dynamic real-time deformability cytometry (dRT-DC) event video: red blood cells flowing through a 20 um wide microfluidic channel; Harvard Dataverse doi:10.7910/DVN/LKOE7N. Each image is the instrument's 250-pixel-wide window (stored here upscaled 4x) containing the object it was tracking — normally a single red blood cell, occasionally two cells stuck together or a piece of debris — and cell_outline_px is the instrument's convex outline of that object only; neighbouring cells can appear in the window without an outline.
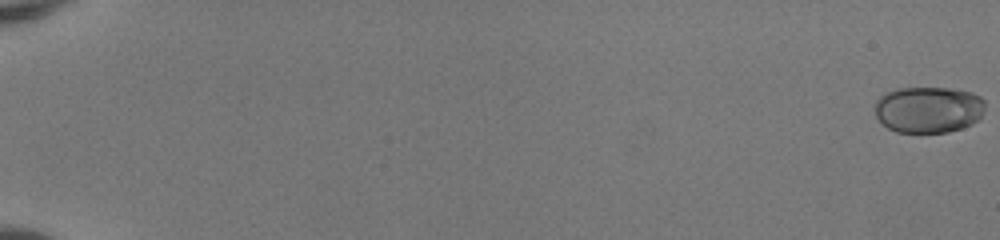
{"species": "human", "species_latin": "Homo sapiens", "temperature_condition": "room temperature", "stored_images_in_passage": 27, "camera_frame_rate_fps": 3000, "um_per_image_px": 0.085, "donor": {"sex": "female"}, "frame": {"image": 1, "passage_image": 1, "time_ms": 0.0, "image_size_px": [1000, 240], "cell_outline_px": [[984, 108], [980, 116], [972, 124], [948, 132], [896, 132], [888, 128], [876, 116], [876, 100], [880, 96], [888, 92], [900, 88], [948, 88], [972, 92], [980, 96], [984, 100]], "centroid_in_image_um": [78.92, 9.31], "position_along_channel_um": 6.1, "area_um2": 29.59}}
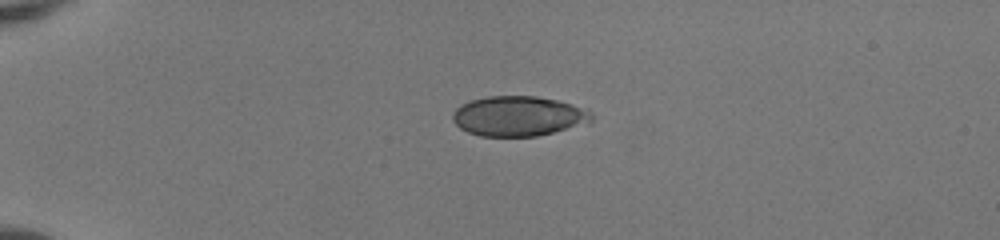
{"frame": {"image": 2, "passage_image": 16, "time_ms": 5.0, "image_size_px": [1000, 240], "cell_outline_px": [[592, 120], [552, 132], [536, 136], [480, 136], [468, 132], [460, 128], [452, 120], [452, 112], [460, 104], [472, 100], [488, 96], [536, 96], [556, 100], [572, 104], [592, 112]], "centroid_in_image_um": [43.99, 9.86], "position_along_channel_um": 41.0, "area_um2": 31.96}}
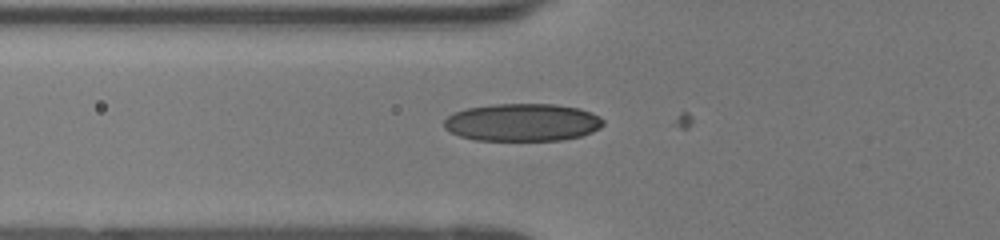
{"frame": {"image": 3, "passage_image": 23, "time_ms": 7.333, "image_size_px": [1000, 240], "cell_outline_px": [[604, 124], [600, 128], [592, 132], [580, 136], [560, 140], [476, 140], [460, 136], [444, 128], [444, 120], [448, 116], [456, 112], [468, 108], [492, 104], [552, 104], [580, 108], [592, 112], [600, 116], [604, 120]], "centroid_in_image_um": [44.44, 10.4], "position_along_channel_um": 81.4, "area_um2": 34.91}}